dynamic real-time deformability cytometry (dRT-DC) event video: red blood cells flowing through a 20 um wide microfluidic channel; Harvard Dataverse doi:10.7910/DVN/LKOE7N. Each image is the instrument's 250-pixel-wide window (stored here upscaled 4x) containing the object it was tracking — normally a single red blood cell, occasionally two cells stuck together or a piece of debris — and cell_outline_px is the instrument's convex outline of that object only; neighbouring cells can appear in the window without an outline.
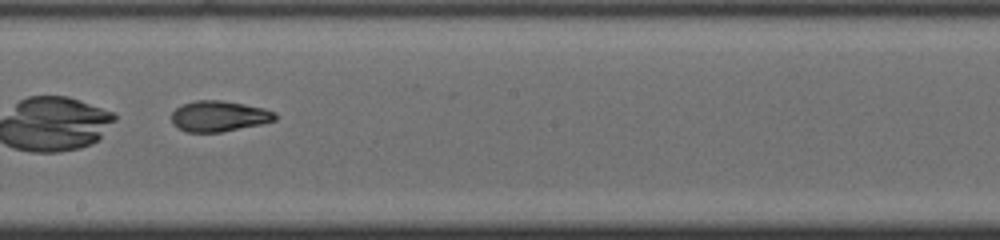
{"species": "common noctule bat (a hibernating species)", "species_latin": "Nyctalus noctula", "temperature_condition": "cold", "stored_images_in_passage": 30, "camera_frame_rate_fps": 3000, "um_per_image_px": 0.085, "animal": {"sex": "male", "body_mass_g": 19.0, "forearm_length_mm": 50.8}, "frame": {"image": 1, "passage_image": 13, "time_ms": 4.0, "image_size_px": [1000, 240], "cell_outline_px": [[276, 120], [260, 124], [220, 132], [188, 132], [172, 124], [172, 112], [176, 108], [184, 104], [196, 100], [220, 100], [244, 104], [264, 108], [276, 112]], "centroid_in_image_um": [18.62, 9.87], "position_along_channel_um": 229.6, "area_um2": 18.38}}